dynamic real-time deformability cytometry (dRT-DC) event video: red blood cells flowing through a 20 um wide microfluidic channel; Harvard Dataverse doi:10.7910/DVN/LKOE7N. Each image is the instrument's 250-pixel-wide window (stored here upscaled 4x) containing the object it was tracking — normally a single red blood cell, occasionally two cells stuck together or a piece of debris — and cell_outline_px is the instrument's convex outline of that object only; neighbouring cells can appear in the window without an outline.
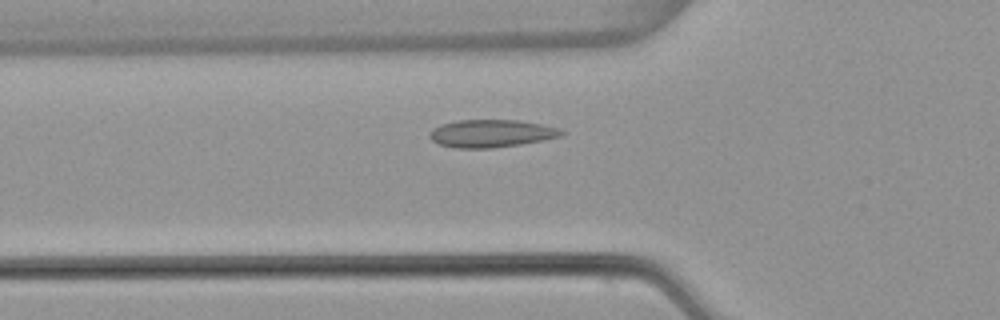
{"species": "common noctule bat (a hibernating species)", "species_latin": "Nyctalus noctula", "temperature_condition": "warm", "stored_images_in_passage": 49, "camera_frame_rate_fps": 3000, "um_per_image_px": 0.085, "animal": {"sex": "female", "body_mass_g": 22.7, "forearm_length_mm": 54.2}, "frame": {"image": 1, "passage_image": 14, "time_ms": 4.333, "image_size_px": [1000, 320], "cell_outline_px": [[564, 132], [560, 136], [520, 144], [492, 148], [456, 148], [440, 144], [432, 140], [428, 136], [428, 132], [432, 128], [440, 124], [460, 120], [516, 120], [540, 124], [560, 128]], "centroid_in_image_um": [41.7, 11.34], "position_along_channel_um": 84.1, "area_um2": 21.1}}
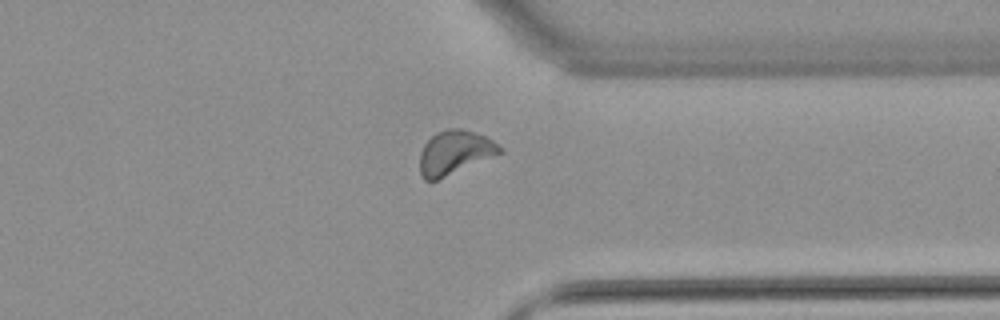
{"frame": {"image": 2, "passage_image": 37, "time_ms": 12.0, "image_size_px": [1000, 320], "cell_outline_px": [[504, 152], [436, 180], [424, 180], [420, 172], [420, 152], [424, 144], [436, 132], [448, 128], [460, 128], [484, 136], [492, 140], [504, 148]], "centroid_in_image_um": [38.65, 12.95], "position_along_channel_um": 372.8, "area_um2": 20.29}}
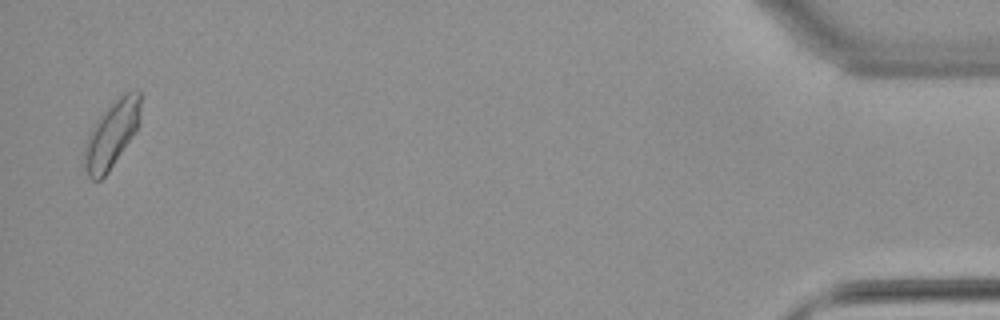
{"frame": {"image": 3, "passage_image": 48, "time_ms": 15.667, "image_size_px": [1000, 320], "cell_outline_px": [[140, 120], [136, 132], [108, 172], [100, 180], [92, 180], [88, 176], [84, 164], [84, 148], [88, 132], [96, 120], [124, 92], [140, 92]], "centroid_in_image_um": [9.48, 11.45], "position_along_channel_um": 425.7, "area_um2": 21.62}, "authors_computed_cell_mechanics": {"area_um2": 19.7676, "velocity_mm_per_s": 3.7927, "shape_relaxation_time_tau1_ms": null, "shape_relaxation_time_tau2_ms": 1.7296, "deformation_change_tau1": null, "deformation_change_tau2": 0.0571}}